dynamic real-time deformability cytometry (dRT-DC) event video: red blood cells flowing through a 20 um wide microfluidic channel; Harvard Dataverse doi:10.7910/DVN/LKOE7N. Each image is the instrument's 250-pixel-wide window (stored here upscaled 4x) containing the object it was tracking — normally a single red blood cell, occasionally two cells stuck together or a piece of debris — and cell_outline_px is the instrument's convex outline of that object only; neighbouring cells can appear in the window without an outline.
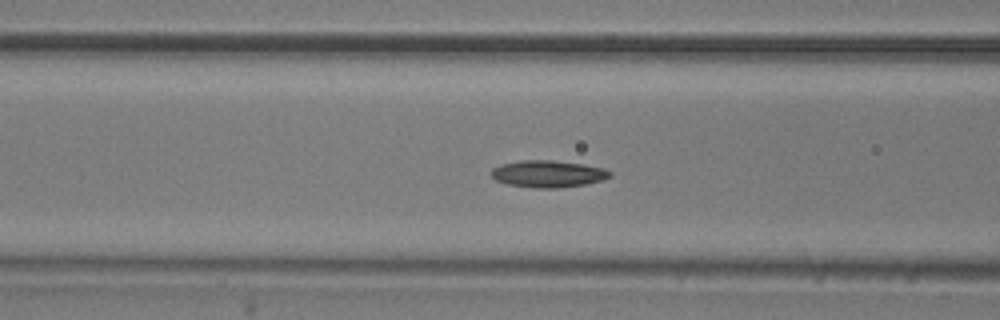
{"species": "common noctule bat (a hibernating species)", "species_latin": "Nyctalus noctula", "temperature_condition": "room temperature", "stored_images_in_passage": 48, "camera_frame_rate_fps": 3000, "um_per_image_px": 0.085, "animal": {"sex": "male", "body_mass_g": 20.5, "forearm_length_mm": 52.5}, "frame": {"image": 1, "passage_image": 22, "time_ms": 7.0, "image_size_px": [1000, 320], "cell_outline_px": [[612, 176], [604, 180], [584, 184], [556, 188], [532, 188], [508, 184], [496, 180], [492, 176], [492, 168], [500, 164], [524, 160], [552, 160], [584, 164], [604, 168], [612, 172]], "centroid_in_image_um": [46.61, 14.77], "position_along_channel_um": 120.0, "area_um2": 18.67}}
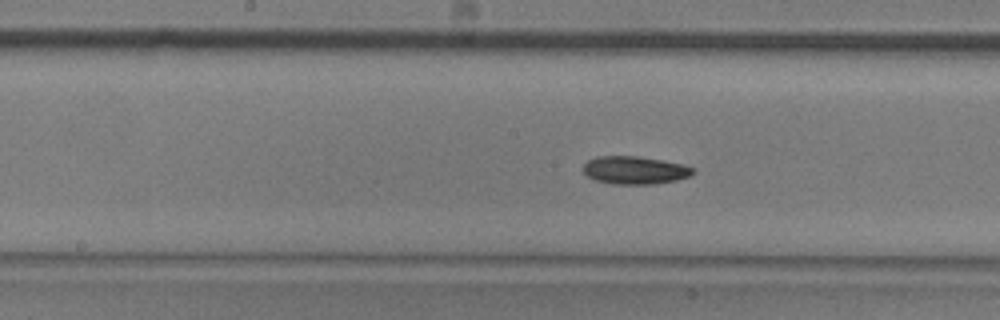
{"frame": {"image": 2, "passage_image": 28, "time_ms": 9.0, "image_size_px": [1000, 320], "cell_outline_px": [[696, 172], [692, 176], [676, 180], [656, 184], [612, 184], [596, 180], [588, 176], [584, 172], [584, 164], [588, 160], [596, 156], [636, 156], [664, 160], [684, 164], [696, 168]], "centroid_in_image_um": [54.03, 14.46], "position_along_channel_um": 194.2, "area_um2": 18.09}}
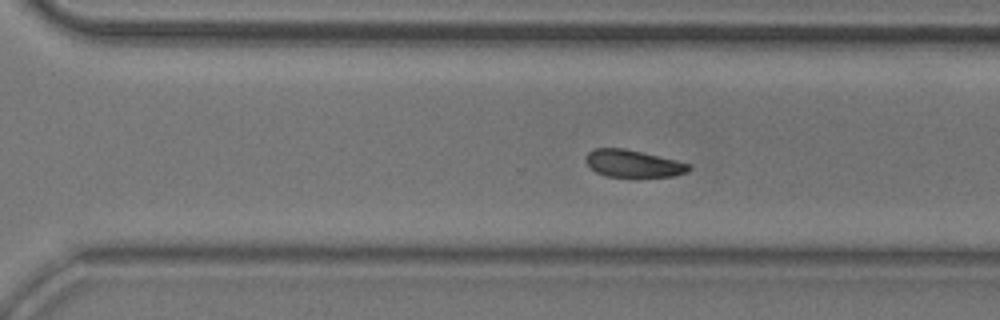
{"frame": {"image": 3, "passage_image": 38, "time_ms": 12.333, "image_size_px": [1000, 320], "cell_outline_px": [[692, 168], [688, 172], [672, 176], [636, 180], [604, 176], [596, 172], [584, 160], [588, 152], [596, 148], [624, 148], [676, 160], [692, 164]], "centroid_in_image_um": [53.85, 13.96], "position_along_channel_um": 316.7, "area_um2": 17.22}, "authors_computed_cell_mechanics": {"area_um2": 17.8602, "velocity_mm_per_s": 3.6924, "shape_relaxation_time_tau1_ms": 2.8186, "shape_relaxation_time_tau2_ms": null, "deformation_change_tau1": 0.088, "deformation_change_tau2": null}}